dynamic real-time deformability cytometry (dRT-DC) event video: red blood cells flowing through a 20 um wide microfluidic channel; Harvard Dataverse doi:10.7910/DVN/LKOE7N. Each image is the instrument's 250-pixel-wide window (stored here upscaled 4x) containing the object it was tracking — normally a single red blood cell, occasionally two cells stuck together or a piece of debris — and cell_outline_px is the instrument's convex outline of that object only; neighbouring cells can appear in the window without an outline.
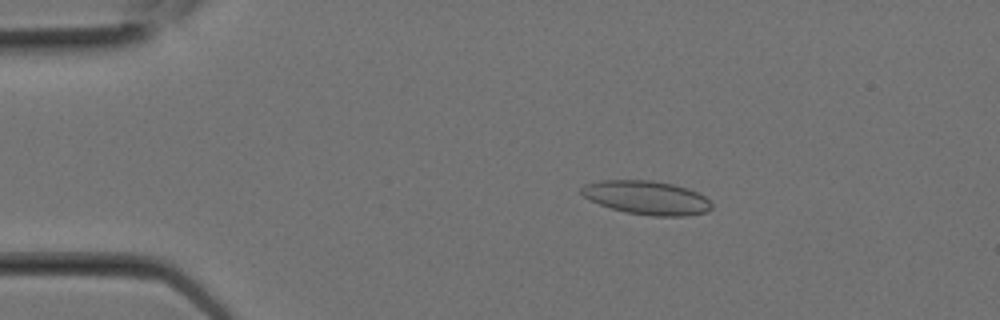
{"species": "Egyptian fruit bat (a non-hibernating species)", "species_latin": "Rousettus aegyptiacus", "temperature_condition": "room temperature", "stored_images_in_passage": 2, "camera_frame_rate_fps": 3000, "um_per_image_px": 0.085, "animal": {"sex": "female"}, "frame": {"image": 1, "passage_image": 2, "time_ms": 0.333, "image_size_px": [1000, 320], "cell_outline_px": [[712, 208], [704, 212], [688, 216], [652, 216], [624, 212], [600, 204], [584, 196], [580, 192], [580, 188], [584, 184], [600, 180], [652, 180], [672, 184], [688, 188], [704, 196], [712, 204]], "centroid_in_image_um": [54.96, 16.8], "position_along_channel_um": 30.0, "area_um2": 25.55}}